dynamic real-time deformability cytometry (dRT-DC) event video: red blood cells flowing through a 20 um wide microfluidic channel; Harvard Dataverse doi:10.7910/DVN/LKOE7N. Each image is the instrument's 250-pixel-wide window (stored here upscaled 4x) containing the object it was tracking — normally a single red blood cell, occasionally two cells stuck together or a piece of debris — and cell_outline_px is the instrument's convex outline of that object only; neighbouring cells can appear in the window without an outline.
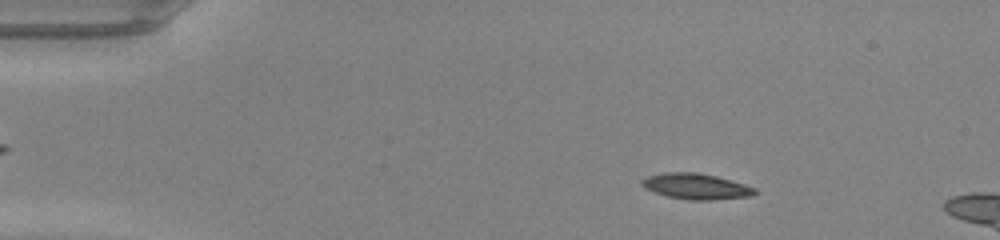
{"species": "common noctule bat (a hibernating species)", "species_latin": "Nyctalus noctula", "temperature_condition": "warm", "stored_images_in_passage": 47, "camera_frame_rate_fps": 3000, "um_per_image_px": 0.085, "animal": {"sex": "male", "body_mass_g": 20.0, "forearm_length_mm": 53.3}, "frame": {"image": 1, "passage_image": 7, "time_ms": 2.0, "image_size_px": [1000, 240], "cell_outline_px": [[756, 192], [752, 196], [712, 200], [688, 200], [668, 196], [644, 188], [640, 184], [640, 180], [648, 176], [668, 172], [696, 172], [716, 176], [744, 184], [756, 188]], "centroid_in_image_um": [59.16, 15.84], "position_along_channel_um": 25.8, "area_um2": 16.88}}
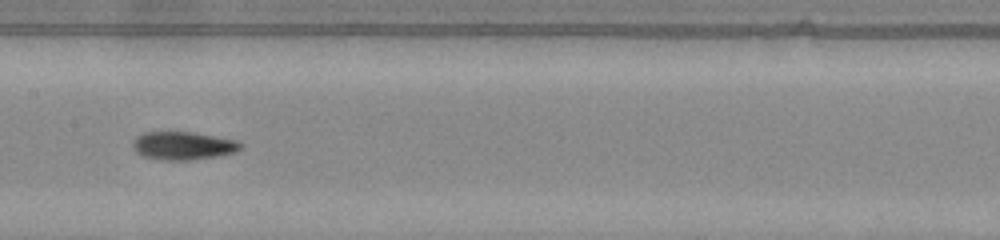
{"frame": {"image": 2, "passage_image": 24, "time_ms": 7.667, "image_size_px": [1000, 240], "cell_outline_px": [[240, 148], [236, 152], [220, 156], [188, 160], [160, 160], [144, 156], [136, 152], [132, 144], [136, 136], [144, 132], [192, 132], [236, 140], [240, 144]], "centroid_in_image_um": [15.54, 12.39], "position_along_channel_um": 191.9, "area_um2": 17.57}}
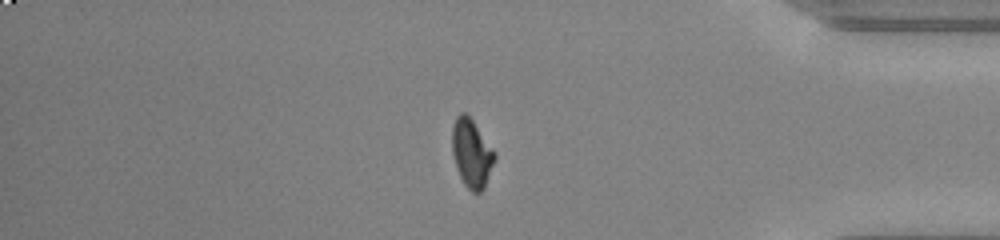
{"frame": {"image": 3, "passage_image": 40, "time_ms": 13.0, "image_size_px": [1000, 240], "cell_outline_px": [[496, 160], [484, 188], [480, 192], [472, 192], [464, 184], [456, 168], [452, 152], [452, 128], [456, 116], [460, 112], [464, 112], [472, 120], [496, 152]], "centroid_in_image_um": [40.1, 13.03], "position_along_channel_um": 395.1, "area_um2": 16.99}}